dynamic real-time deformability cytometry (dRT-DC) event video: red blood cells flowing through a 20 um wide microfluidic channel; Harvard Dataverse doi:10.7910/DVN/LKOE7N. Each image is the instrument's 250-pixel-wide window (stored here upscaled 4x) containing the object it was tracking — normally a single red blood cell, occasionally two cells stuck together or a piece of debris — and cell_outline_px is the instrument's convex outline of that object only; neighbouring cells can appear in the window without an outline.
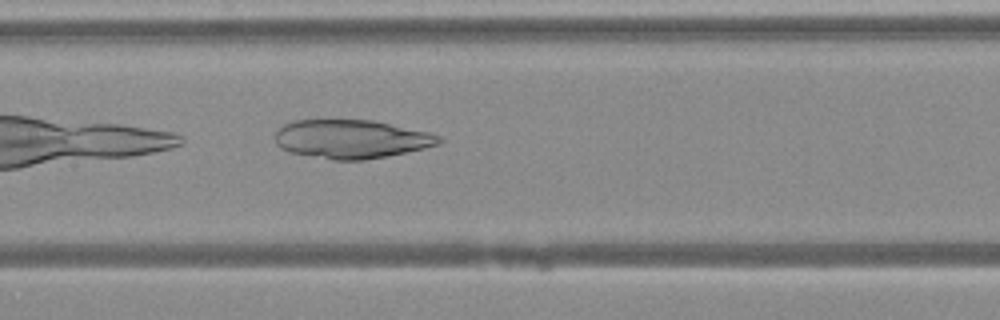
{"species": "Egyptian fruit bat (a non-hibernating species)", "species_latin": "Rousettus aegyptiacus", "temperature_condition": "warm", "stored_images_in_passage": 30, "camera_frame_rate_fps": 3000, "um_per_image_px": 0.085, "animal": {"sex": "female"}, "frame": {"image": 1, "passage_image": 9, "time_ms": 2.667, "image_size_px": [1000, 320], "cell_outline_px": [[444, 140], [440, 144], [424, 148], [388, 156], [364, 160], [332, 160], [288, 152], [280, 148], [276, 144], [276, 132], [284, 124], [292, 120], [372, 120], [432, 132], [440, 136]], "centroid_in_image_um": [29.89, 11.82], "position_along_channel_um": 177.5, "area_um2": 37.22}}
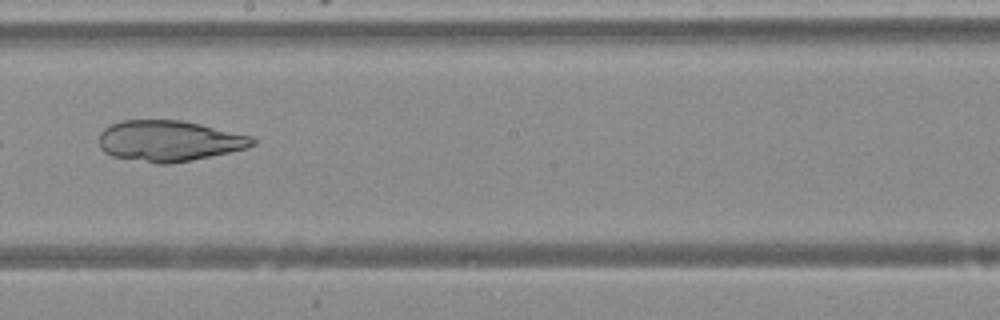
{"frame": {"image": 2, "passage_image": 13, "time_ms": 4.0, "image_size_px": [1000, 320], "cell_outline_px": [[256, 144], [244, 148], [228, 152], [192, 160], [168, 164], [156, 164], [112, 156], [104, 152], [100, 148], [100, 132], [104, 128], [120, 120], [180, 120], [200, 124], [252, 136], [256, 140]], "centroid_in_image_um": [14.35, 11.98], "position_along_channel_um": 233.9, "area_um2": 36.41}}